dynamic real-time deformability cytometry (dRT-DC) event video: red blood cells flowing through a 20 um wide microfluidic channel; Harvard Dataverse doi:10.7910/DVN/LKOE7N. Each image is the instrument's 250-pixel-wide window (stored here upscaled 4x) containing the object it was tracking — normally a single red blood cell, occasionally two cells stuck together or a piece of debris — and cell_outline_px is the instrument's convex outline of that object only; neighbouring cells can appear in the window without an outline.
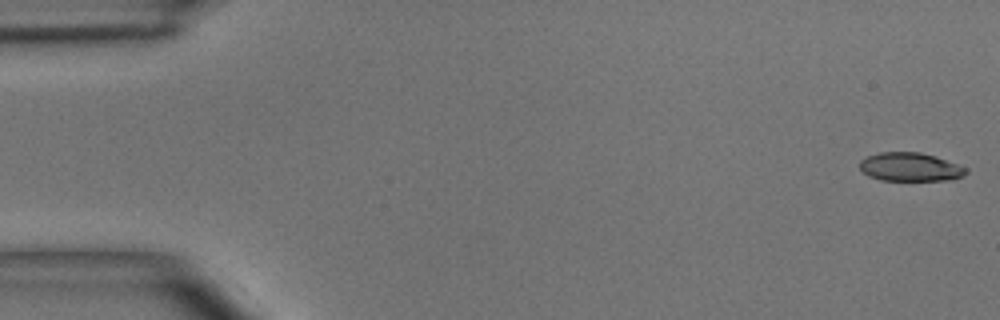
{"species": "common noctule bat (a hibernating species)", "species_latin": "Nyctalus noctula", "temperature_condition": "room temperature", "stored_images_in_passage": 5, "camera_frame_rate_fps": 3000, "um_per_image_px": 0.085, "animal": {"sex": "male", "body_mass_g": 15.6}, "frame": {"image": 1, "passage_image": 1, "time_ms": 0.0, "image_size_px": [1000, 320], "cell_outline_px": [[968, 172], [964, 176], [948, 180], [880, 180], [868, 176], [860, 168], [860, 160], [868, 156], [880, 152], [920, 152], [936, 156], [968, 168]], "centroid_in_image_um": [77.39, 14.19], "position_along_channel_um": 7.6, "area_um2": 17.74}}
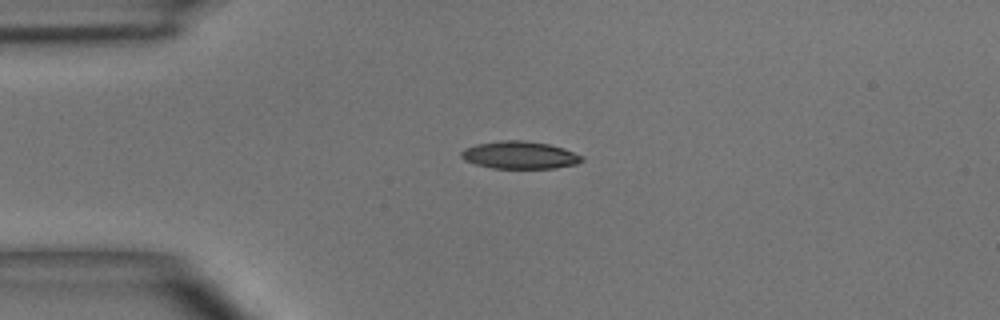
{"frame": {"image": 2, "passage_image": 4, "time_ms": 3.667, "image_size_px": [1000, 320], "cell_outline_px": [[584, 160], [576, 164], [556, 168], [492, 168], [476, 164], [464, 160], [460, 156], [460, 152], [464, 148], [476, 144], [500, 140], [524, 140], [548, 144], [564, 148], [584, 156]], "centroid_in_image_um": [44.18, 13.17], "position_along_channel_um": 40.8, "area_um2": 19.48}}